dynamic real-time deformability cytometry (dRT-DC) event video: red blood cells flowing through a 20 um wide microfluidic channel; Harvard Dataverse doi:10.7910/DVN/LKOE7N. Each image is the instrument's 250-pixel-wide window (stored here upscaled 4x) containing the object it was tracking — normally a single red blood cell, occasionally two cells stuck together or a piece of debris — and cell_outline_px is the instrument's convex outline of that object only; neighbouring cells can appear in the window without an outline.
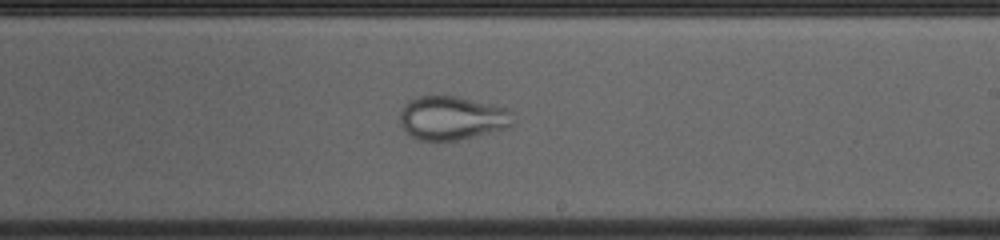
{"species": "common noctule bat (a hibernating species)", "species_latin": "Nyctalus noctula", "temperature_condition": "cold", "stored_images_in_passage": 39, "camera_frame_rate_fps": 3000, "um_per_image_px": 0.085, "animal": {"sex": "female", "body_mass_g": 23.0, "forearm_length_mm": 53.4}, "frame": {"image": 1, "passage_image": 17, "time_ms": 5.333, "image_size_px": [1000, 240], "cell_outline_px": [[512, 124], [504, 128], [456, 140], [420, 140], [412, 136], [400, 124], [400, 112], [408, 100], [420, 96], [456, 96], [504, 108], [512, 112]], "centroid_in_image_um": [38.37, 10.02], "position_along_channel_um": 250.6, "area_um2": 28.09}}
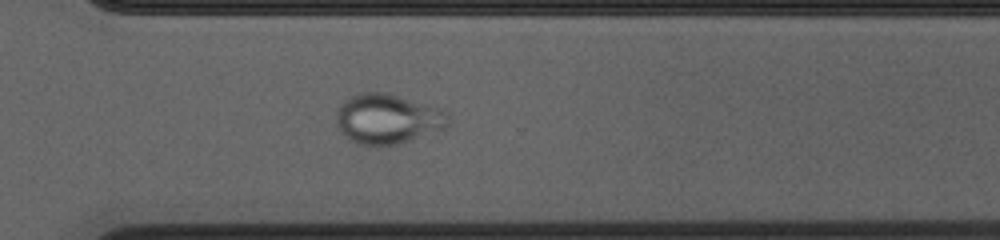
{"frame": {"image": 2, "passage_image": 24, "time_ms": 7.667, "image_size_px": [1000, 240], "cell_outline_px": [[448, 124], [444, 128], [396, 144], [376, 148], [356, 144], [348, 140], [340, 132], [336, 120], [336, 112], [340, 104], [344, 100], [360, 92], [384, 92], [436, 108], [448, 112]], "centroid_in_image_um": [32.85, 10.14], "position_along_channel_um": 337.8, "area_um2": 32.48}}
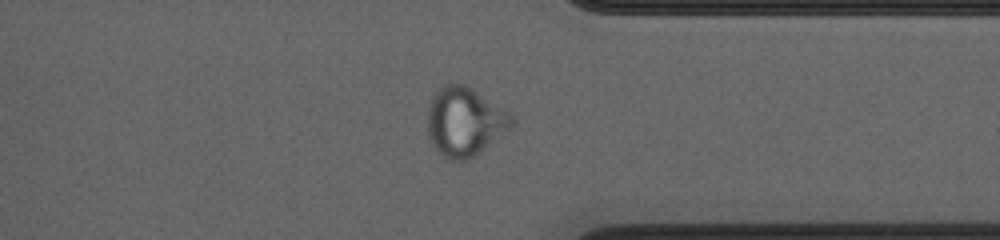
{"frame": {"image": 3, "passage_image": 27, "time_ms": 8.667, "image_size_px": [1000, 240], "cell_outline_px": [[516, 120], [508, 128], [468, 160], [448, 160], [432, 144], [428, 136], [428, 104], [432, 96], [444, 84], [464, 84], [508, 112]], "centroid_in_image_um": [39.44, 10.33], "position_along_channel_um": 372.0, "area_um2": 32.83}}